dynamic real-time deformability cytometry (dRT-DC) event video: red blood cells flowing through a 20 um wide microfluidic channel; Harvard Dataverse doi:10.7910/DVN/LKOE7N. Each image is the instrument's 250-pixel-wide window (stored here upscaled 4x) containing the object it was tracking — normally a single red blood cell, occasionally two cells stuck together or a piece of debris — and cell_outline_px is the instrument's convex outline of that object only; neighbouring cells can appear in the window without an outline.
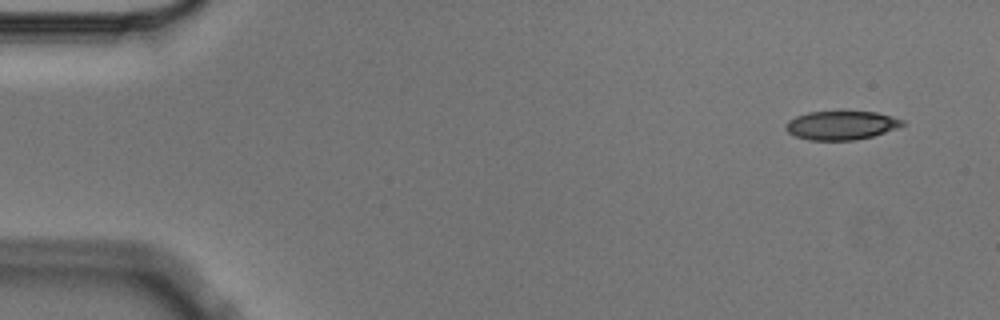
{"species": "Egyptian fruit bat (a non-hibernating species)", "species_latin": "Rousettus aegyptiacus", "temperature_condition": "cold", "stored_images_in_passage": 7, "camera_frame_rate_fps": 3000, "um_per_image_px": 0.085, "animal": {"sex": "male"}, "frame": {"image": 1, "passage_image": 1, "time_ms": 0.0, "image_size_px": [1000, 320], "cell_outline_px": [[908, 124], [872, 136], [856, 140], [808, 140], [796, 136], [788, 132], [784, 128], [784, 124], [788, 120], [796, 116], [808, 112], [840, 108], [876, 112], [892, 116], [904, 120]], "centroid_in_image_um": [71.5, 10.59], "position_along_channel_um": 13.5, "area_um2": 20.58}}
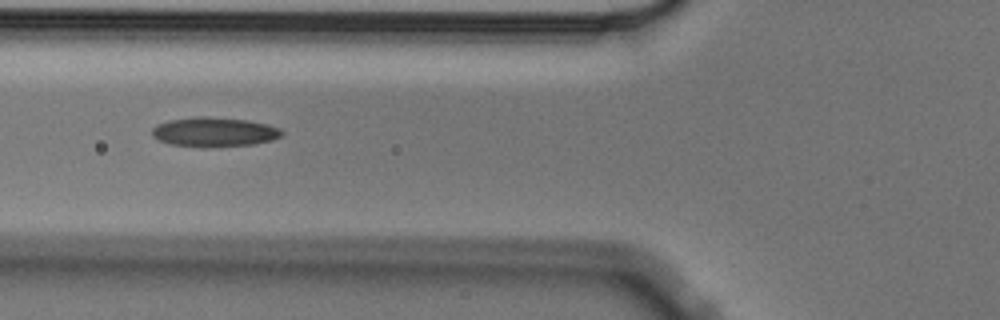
{"frame": {"image": 2, "passage_image": 6, "time_ms": 1.667, "image_size_px": [1000, 320], "cell_outline_px": [[284, 132], [280, 136], [272, 140], [256, 144], [204, 148], [172, 144], [160, 140], [152, 136], [152, 128], [156, 124], [168, 120], [196, 116], [204, 116], [248, 120], [268, 124], [280, 128]], "centroid_in_image_um": [18.21, 11.22], "position_along_channel_um": 107.6, "area_um2": 22.54}}
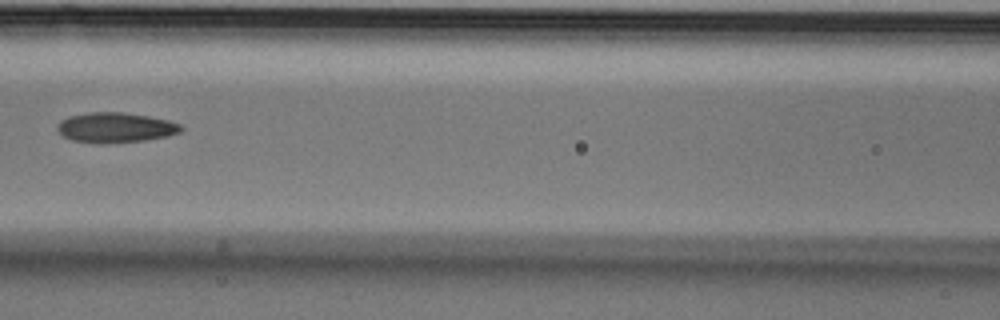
{"frame": {"image": 3, "passage_image": 7, "time_ms": 2.0, "image_size_px": [1000, 320], "cell_outline_px": [[184, 128], [180, 132], [168, 136], [144, 140], [104, 144], [96, 144], [72, 140], [64, 136], [56, 128], [56, 124], [60, 120], [68, 116], [88, 112], [124, 112], [148, 116], [168, 120], [180, 124]], "centroid_in_image_um": [9.79, 10.84], "position_along_channel_um": 156.8, "area_um2": 21.91}}